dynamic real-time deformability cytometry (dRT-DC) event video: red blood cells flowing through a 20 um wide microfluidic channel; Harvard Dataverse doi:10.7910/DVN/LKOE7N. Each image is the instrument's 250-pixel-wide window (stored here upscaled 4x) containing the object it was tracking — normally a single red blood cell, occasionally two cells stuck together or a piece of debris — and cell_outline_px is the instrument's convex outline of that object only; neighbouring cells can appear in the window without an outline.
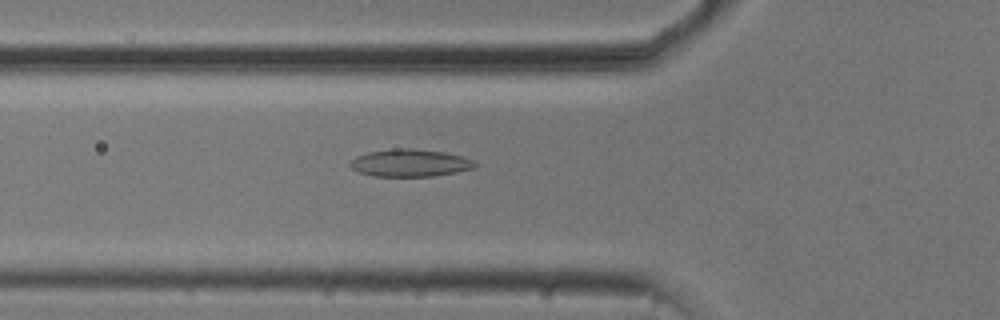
{"species": "common noctule bat (a hibernating species)", "species_latin": "Nyctalus noctula", "temperature_condition": "cold", "stored_images_in_passage": 54, "camera_frame_rate_fps": 3000, "um_per_image_px": 0.085, "animal": {"sex": "male", "body_mass_g": 20.5, "forearm_length_mm": 52.5}, "frame": {"image": 1, "passage_image": 19, "time_ms": 6.0, "image_size_px": [1000, 320], "cell_outline_px": [[476, 164], [472, 168], [456, 172], [436, 176], [376, 176], [356, 172], [348, 164], [356, 156], [368, 152], [392, 148], [412, 148], [444, 152], [464, 156], [476, 160]], "centroid_in_image_um": [34.85, 13.84], "position_along_channel_um": 90.9, "area_um2": 20.11}}
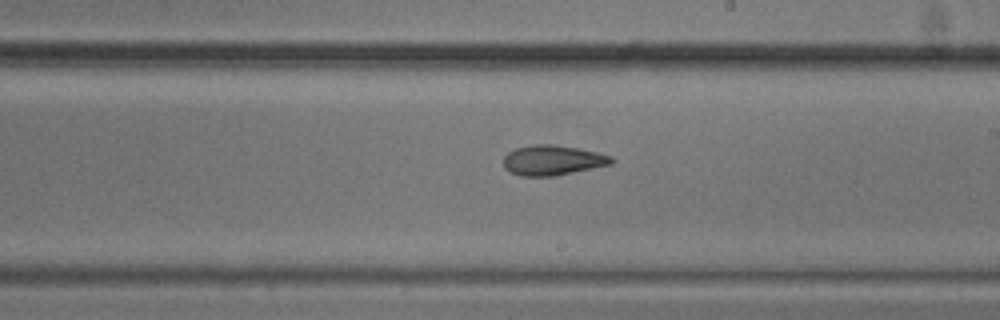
{"frame": {"image": 2, "passage_image": 31, "time_ms": 10.0, "image_size_px": [1000, 320], "cell_outline_px": [[616, 160], [612, 164], [552, 176], [520, 176], [508, 172], [504, 168], [504, 156], [508, 152], [516, 148], [536, 144], [552, 144], [576, 148], [596, 152], [612, 156]], "centroid_in_image_um": [46.95, 13.62], "position_along_channel_um": 242.0, "area_um2": 18.84}}
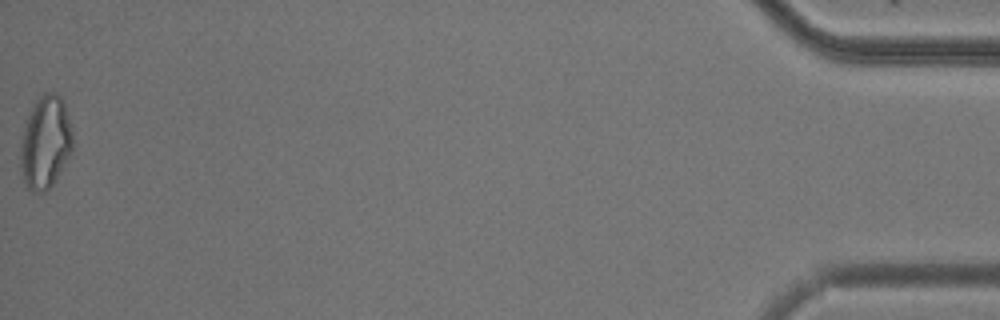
{"frame": {"image": 3, "passage_image": 54, "time_ms": 17.667, "image_size_px": [1000, 320], "cell_outline_px": [[72, 148], [56, 180], [44, 192], [32, 192], [28, 188], [24, 180], [20, 168], [20, 144], [24, 120], [36, 100], [44, 92], [56, 92], [60, 96], [64, 104], [72, 132]], "centroid_in_image_um": [3.82, 12.08], "position_along_channel_um": 431.4, "area_um2": 28.26}, "authors_computed_cell_mechanics": {"area_um2": 20.5768, "velocity_mm_per_s": 3.7503, "shape_relaxation_time_tau1_ms": null, "shape_relaxation_time_tau2_ms": 3.7164, "deformation_change_tau1": null, "deformation_change_tau2": 0.1091}}